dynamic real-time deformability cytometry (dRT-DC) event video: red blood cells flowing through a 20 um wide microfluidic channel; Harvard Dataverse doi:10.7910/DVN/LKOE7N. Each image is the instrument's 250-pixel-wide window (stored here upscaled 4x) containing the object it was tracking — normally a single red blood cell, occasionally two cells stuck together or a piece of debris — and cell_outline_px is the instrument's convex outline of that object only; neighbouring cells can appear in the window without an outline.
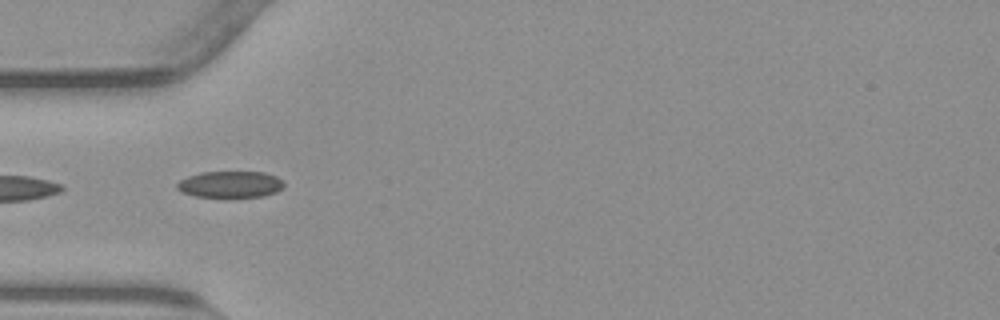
{"species": "common noctule bat (a hibernating species)", "species_latin": "Nyctalus noctula", "temperature_condition": "warm", "stored_images_in_passage": 24, "camera_frame_rate_fps": 3000, "um_per_image_px": 0.085, "animal": {"sex": "male", "body_mass_g": 23.1, "forearm_length_mm": 52.7}, "frame": {"image": 1, "passage_image": 1, "time_ms": 0.0, "image_size_px": [1000, 320], "cell_outline_px": [[284, 188], [276, 192], [264, 196], [196, 196], [180, 192], [176, 188], [176, 184], [180, 180], [188, 176], [200, 172], [264, 172], [276, 176], [284, 180]], "centroid_in_image_um": [19.59, 15.66], "position_along_channel_um": 65.4, "area_um2": 16.47}}